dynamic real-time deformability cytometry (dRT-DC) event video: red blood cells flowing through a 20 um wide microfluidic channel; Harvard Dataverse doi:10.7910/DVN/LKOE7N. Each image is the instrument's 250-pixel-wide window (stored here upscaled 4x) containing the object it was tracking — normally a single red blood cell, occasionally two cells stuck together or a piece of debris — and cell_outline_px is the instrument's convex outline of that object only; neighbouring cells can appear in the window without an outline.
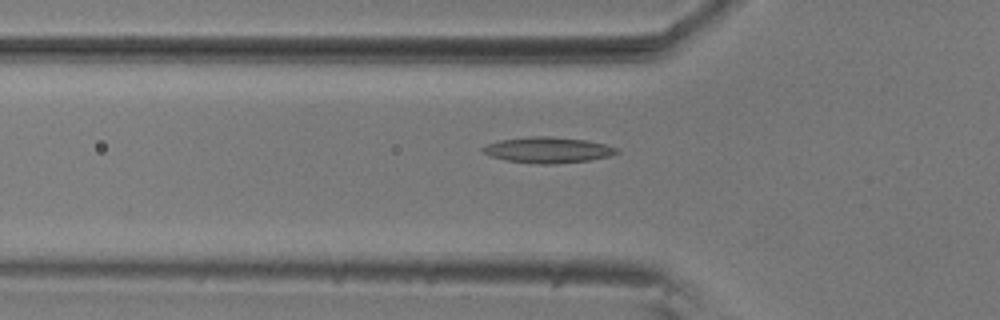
{"species": "common noctule bat (a hibernating species)", "species_latin": "Nyctalus noctula", "temperature_condition": "room temperature", "stored_images_in_passage": 42, "camera_frame_rate_fps": 3000, "um_per_image_px": 0.085, "animal": {"sex": "male", "body_mass_g": 20.5, "forearm_length_mm": 52.5}, "frame": {"image": 1, "passage_image": 6, "time_ms": 1.667, "image_size_px": [1000, 320], "cell_outline_px": [[620, 152], [608, 156], [588, 160], [556, 164], [536, 164], [508, 160], [492, 156], [484, 152], [480, 148], [488, 144], [500, 140], [528, 136], [552, 136], [584, 140], [604, 144], [616, 148]], "centroid_in_image_um": [46.56, 12.74], "position_along_channel_um": 79.2, "area_um2": 19.94}}
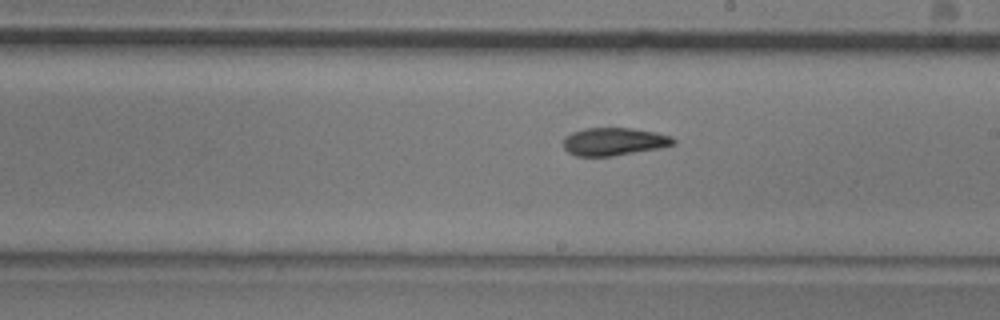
{"frame": {"image": 2, "passage_image": 19, "time_ms": 6.0, "image_size_px": [1000, 320], "cell_outline_px": [[676, 144], [660, 148], [612, 156], [576, 156], [568, 152], [564, 148], [564, 136], [572, 132], [584, 128], [632, 128], [656, 132], [672, 136], [676, 140]], "centroid_in_image_um": [52.2, 12.03], "position_along_channel_um": 236.8, "area_um2": 17.98}}
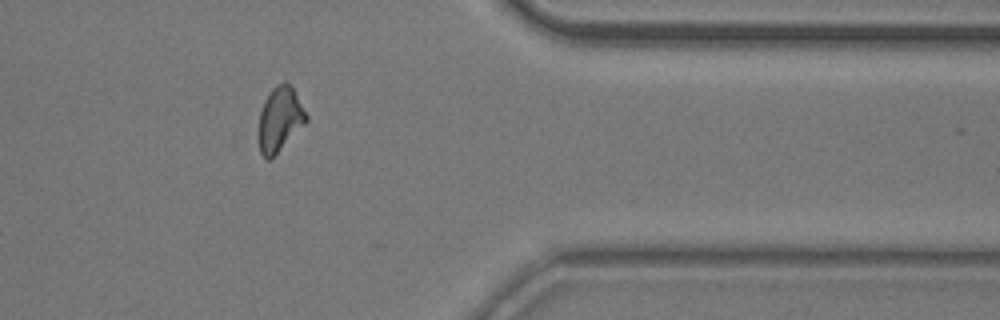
{"frame": {"image": 3, "passage_image": 33, "time_ms": 10.667, "image_size_px": [1000, 320], "cell_outline_px": [[308, 120], [268, 160], [260, 152], [260, 112], [264, 100], [268, 92], [276, 84], [284, 80], [292, 88], [308, 116]], "centroid_in_image_um": [23.79, 10.06], "position_along_channel_um": 387.6, "area_um2": 17.17}, "authors_computed_cell_mechanics": {"area_um2": 18.1203, "velocity_mm_per_s": 3.6105, "shape_relaxation_time_tau1_ms": null, "shape_relaxation_time_tau2_ms": 6.8757, "deformation_change_tau1": null, "deformation_change_tau2": 0.151}}